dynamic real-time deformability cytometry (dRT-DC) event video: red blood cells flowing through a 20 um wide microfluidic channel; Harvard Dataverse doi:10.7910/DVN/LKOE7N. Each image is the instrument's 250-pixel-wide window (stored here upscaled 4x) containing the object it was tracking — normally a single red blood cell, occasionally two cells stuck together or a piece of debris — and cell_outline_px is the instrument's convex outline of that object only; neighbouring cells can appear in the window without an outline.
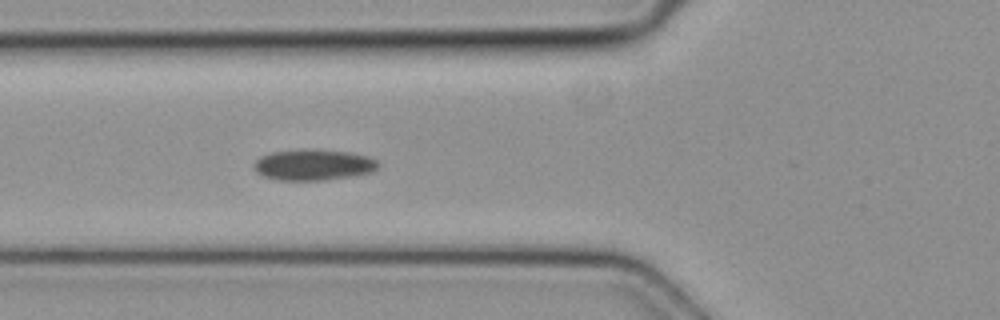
{"species": "common noctule bat (a hibernating species)", "species_latin": "Nyctalus noctula", "temperature_condition": "cold", "stored_images_in_passage": 5, "camera_frame_rate_fps": 3000, "um_per_image_px": 0.085, "animal": {"sex": "female", "body_mass_g": 19.3, "forearm_length_mm": 54.1}, "frame": {"image": 1, "passage_image": 4, "time_ms": 1.0, "image_size_px": [1000, 320], "cell_outline_px": [[380, 164], [372, 172], [324, 180], [276, 180], [260, 176], [252, 168], [252, 164], [260, 156], [272, 152], [300, 148], [316, 148], [348, 152], [368, 156], [376, 160]], "centroid_in_image_um": [26.56, 13.99], "position_along_channel_um": 99.2, "area_um2": 22.89}}